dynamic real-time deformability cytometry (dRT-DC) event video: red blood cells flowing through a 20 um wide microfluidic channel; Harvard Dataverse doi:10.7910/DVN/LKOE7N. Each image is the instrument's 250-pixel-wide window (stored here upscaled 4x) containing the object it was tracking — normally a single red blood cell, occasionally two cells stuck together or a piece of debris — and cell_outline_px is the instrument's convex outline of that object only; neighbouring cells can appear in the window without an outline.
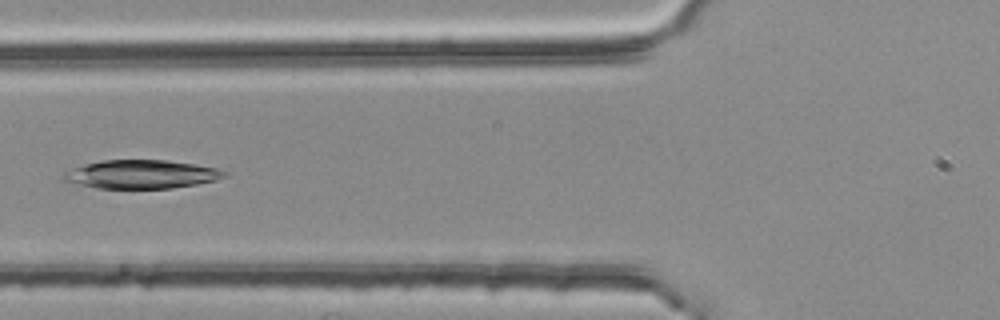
{"species": "common noctule bat (a hibernating species)", "species_latin": "Nyctalus noctula", "temperature_condition": "room temperature", "stored_images_in_passage": 4, "camera_frame_rate_fps": 3000, "um_per_image_px": 0.085, "animal": {"sex": "female", "body_mass_g": 25.1}, "frame": {"image": 1, "passage_image": 4, "time_ms": 1.0, "image_size_px": [1000, 320], "cell_outline_px": [[228, 176], [216, 180], [196, 184], [172, 188], [96, 188], [64, 180], [64, 172], [72, 168], [84, 164], [100, 160], [168, 160], [196, 164], [216, 168], [228, 172]], "centroid_in_image_um": [12.06, 14.8], "position_along_channel_um": 113.7, "area_um2": 26.7}}